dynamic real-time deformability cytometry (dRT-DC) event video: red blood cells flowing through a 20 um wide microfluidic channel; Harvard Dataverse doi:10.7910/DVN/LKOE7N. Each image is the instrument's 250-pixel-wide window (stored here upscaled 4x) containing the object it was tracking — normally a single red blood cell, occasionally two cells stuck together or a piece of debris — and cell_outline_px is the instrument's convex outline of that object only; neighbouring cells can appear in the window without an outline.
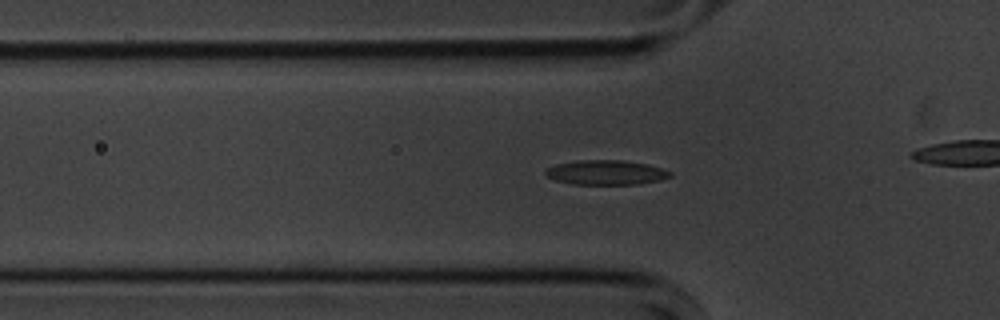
{"species": "common noctule bat (a hibernating species)", "species_latin": "Nyctalus noctula", "temperature_condition": "cold", "stored_images_in_passage": 56, "camera_frame_rate_fps": 3000, "um_per_image_px": 0.085, "animal": {"sex": "male", "body_mass_g": 20.1, "forearm_length_mm": 53.5}, "frame": {"image": 1, "passage_image": 17, "time_ms": 5.333, "image_size_px": [1000, 320], "cell_outline_px": [[672, 176], [660, 180], [640, 184], [572, 184], [556, 180], [548, 176], [544, 172], [548, 168], [556, 164], [580, 160], [624, 160], [648, 164], [672, 172]], "centroid_in_image_um": [51.54, 14.66], "position_along_channel_um": 74.3, "area_um2": 17.8}}
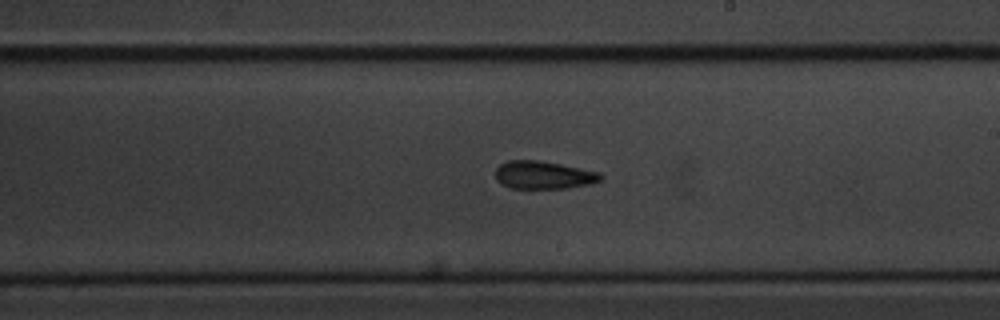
{"frame": {"image": 2, "passage_image": 31, "time_ms": 10.0, "image_size_px": [1000, 320], "cell_outline_px": [[604, 176], [600, 180], [592, 184], [568, 188], [512, 188], [496, 180], [496, 168], [500, 164], [508, 160], [540, 160], [600, 172]], "centroid_in_image_um": [46.23, 14.87], "position_along_channel_um": 242.8, "area_um2": 17.11}}
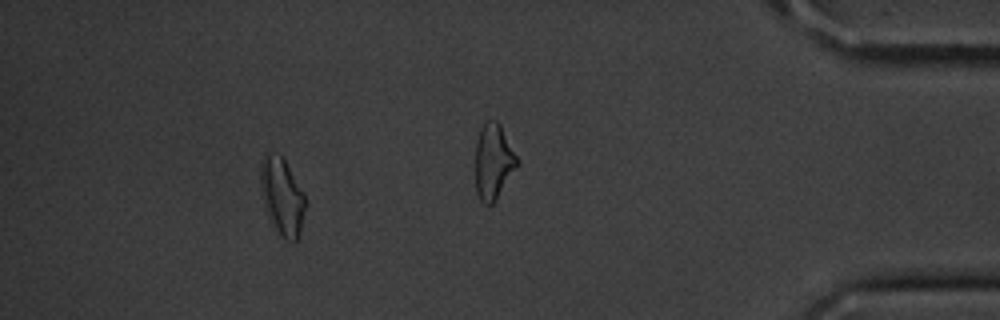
{"frame": {"image": 3, "passage_image": 50, "time_ms": 16.333, "image_size_px": [1000, 320], "cell_outline_px": [[308, 204], [296, 240], [284, 240], [276, 232], [264, 208], [260, 184], [260, 164], [264, 152], [268, 152], [280, 156], [284, 160], [304, 192]], "centroid_in_image_um": [23.97, 16.7], "position_along_channel_um": 411.2, "area_um2": 20.4}, "authors_computed_cell_mechanics": {"area_um2": 17.6001, "velocity_mm_per_s": 3.5932, "shape_relaxation_time_tau1_ms": 3.7359, "shape_relaxation_time_tau2_ms": 5.3879, "deformation_change_tau1": 0.1129, "deformation_change_tau2": 0.1325}}